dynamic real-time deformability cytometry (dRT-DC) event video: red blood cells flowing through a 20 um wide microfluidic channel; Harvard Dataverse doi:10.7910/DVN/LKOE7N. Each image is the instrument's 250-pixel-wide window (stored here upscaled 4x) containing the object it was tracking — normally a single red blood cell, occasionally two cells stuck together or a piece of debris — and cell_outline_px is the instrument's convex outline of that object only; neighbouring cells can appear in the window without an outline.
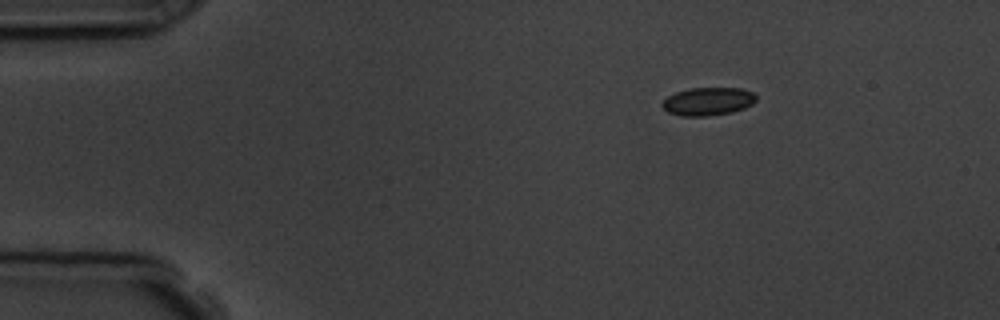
{"species": "common noctule bat (a hibernating species)", "species_latin": "Nyctalus noctula", "temperature_condition": "room temperature", "stored_images_in_passage": 4, "camera_frame_rate_fps": 3000, "um_per_image_px": 0.085, "animal": {"sex": "male", "body_mass_g": 19.5, "forearm_length_mm": 54.6}, "frame": {"image": 1, "passage_image": 1, "time_ms": 0.0, "image_size_px": [1000, 320], "cell_outline_px": [[756, 100], [752, 104], [744, 108], [732, 112], [708, 116], [680, 116], [668, 112], [660, 104], [668, 96], [676, 92], [688, 88], [744, 88], [752, 92], [756, 96]], "centroid_in_image_um": [60.17, 8.62], "position_along_channel_um": 24.8, "area_um2": 15.43}}
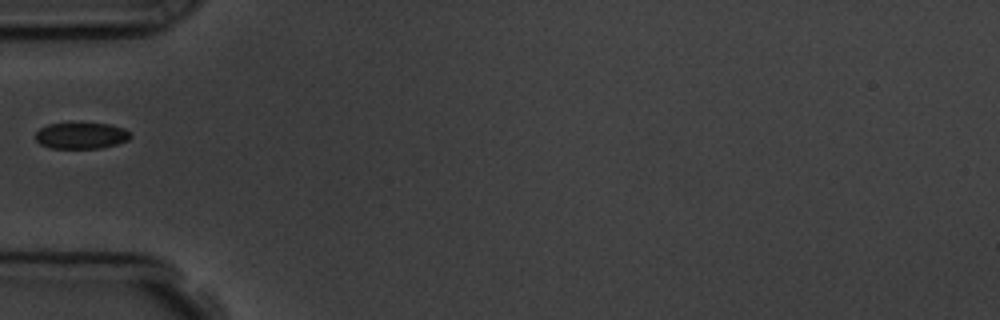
{"frame": {"image": 2, "passage_image": 3, "time_ms": 3.333, "image_size_px": [1000, 320], "cell_outline_px": [[132, 136], [128, 140], [116, 144], [100, 148], [52, 148], [40, 144], [36, 140], [36, 132], [40, 128], [48, 124], [108, 124], [124, 128]], "centroid_in_image_um": [6.9, 11.54], "position_along_channel_um": 78.1, "area_um2": 14.28}}